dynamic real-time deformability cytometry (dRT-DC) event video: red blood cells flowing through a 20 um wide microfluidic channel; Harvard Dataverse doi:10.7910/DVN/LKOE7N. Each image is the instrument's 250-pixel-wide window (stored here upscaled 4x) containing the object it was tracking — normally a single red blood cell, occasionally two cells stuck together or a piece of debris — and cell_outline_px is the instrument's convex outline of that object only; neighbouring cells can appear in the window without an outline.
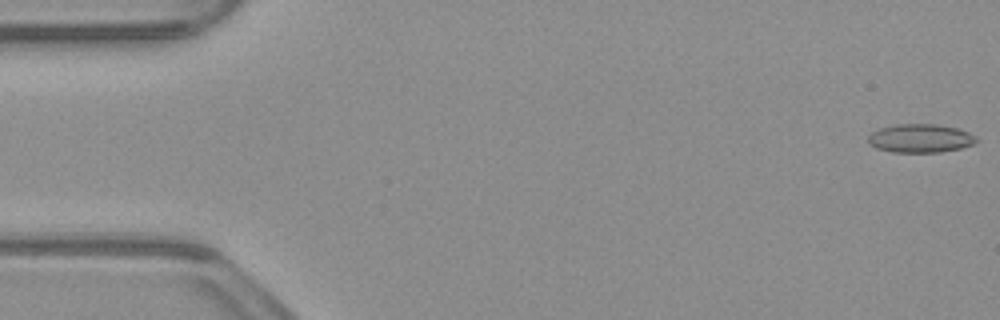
{"species": "common noctule bat (a hibernating species)", "species_latin": "Nyctalus noctula", "temperature_condition": "warm", "stored_images_in_passage": 53, "camera_frame_rate_fps": 3000, "um_per_image_px": 0.085, "animal": {"sex": "male", "body_mass_g": 23.1, "forearm_length_mm": 52.7}, "frame": {"image": 1, "passage_image": 1, "time_ms": 0.0, "image_size_px": [1000, 320], "cell_outline_px": [[980, 140], [972, 144], [960, 148], [940, 152], [892, 152], [876, 148], [868, 140], [868, 136], [872, 132], [880, 128], [896, 124], [932, 124], [956, 128], [968, 132], [976, 136]], "centroid_in_image_um": [78.24, 11.76], "position_along_channel_um": 6.8, "area_um2": 17.86}}
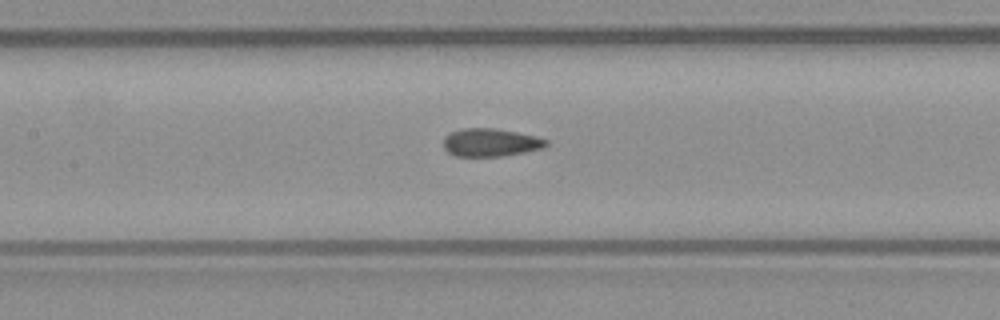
{"frame": {"image": 2, "passage_image": 24, "time_ms": 7.667, "image_size_px": [1000, 320], "cell_outline_px": [[548, 144], [544, 148], [524, 152], [500, 156], [456, 156], [448, 152], [444, 148], [444, 136], [460, 128], [496, 128], [536, 136], [548, 140]], "centroid_in_image_um": [41.7, 12.1], "position_along_channel_um": 165.7, "area_um2": 16.76}}
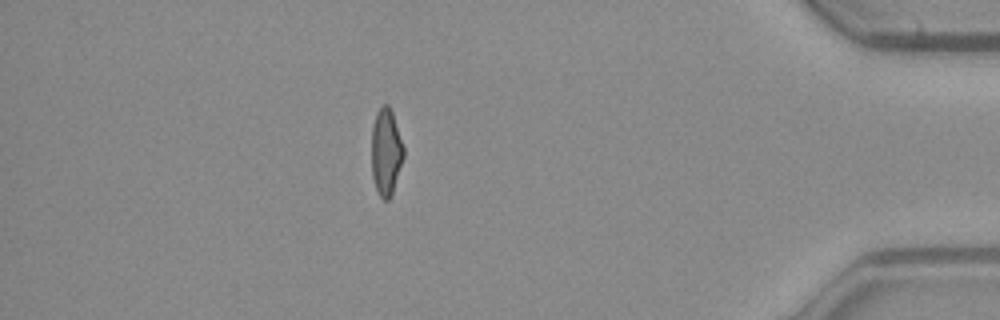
{"frame": {"image": 3, "passage_image": 46, "time_ms": 15.0, "image_size_px": [1000, 320], "cell_outline_px": [[404, 156], [392, 192], [388, 200], [384, 200], [380, 196], [376, 188], [372, 176], [372, 124], [376, 112], [384, 104], [388, 104], [392, 112], [404, 148]], "centroid_in_image_um": [32.8, 12.89], "position_along_channel_um": 402.4, "area_um2": 16.01}, "authors_computed_cell_mechanics": {"area_um2": 17.051, "velocity_mm_per_s": 3.9246, "shape_relaxation_time_tau1_ms": null, "shape_relaxation_time_tau2_ms": 1.2403, "deformation_change_tau1": null, "deformation_change_tau2": 0.0908}}